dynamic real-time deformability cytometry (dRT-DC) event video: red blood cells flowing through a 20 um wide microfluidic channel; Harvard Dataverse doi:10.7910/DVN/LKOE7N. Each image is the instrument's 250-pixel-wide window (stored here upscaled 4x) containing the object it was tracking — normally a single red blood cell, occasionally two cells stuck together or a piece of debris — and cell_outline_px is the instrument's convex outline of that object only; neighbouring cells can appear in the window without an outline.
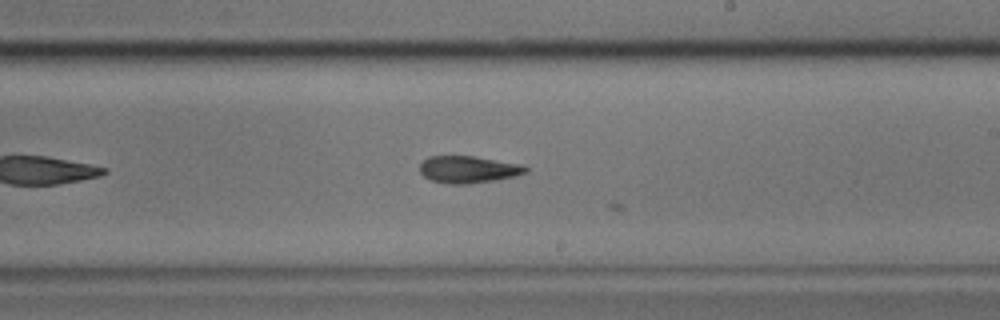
{"species": "common noctule bat (a hibernating species)", "species_latin": "Nyctalus noctula", "temperature_condition": "cold", "stored_images_in_passage": 22, "camera_frame_rate_fps": 3000, "um_per_image_px": 0.085, "animal": {"sex": "male", "body_mass_g": 17.9}, "frame": {"image": 1, "passage_image": 21, "time_ms": 6.667, "image_size_px": [1000, 320], "cell_outline_px": [[528, 172], [516, 176], [496, 180], [464, 184], [448, 184], [432, 180], [424, 176], [420, 172], [420, 164], [428, 156], [476, 156], [524, 164], [528, 168]], "centroid_in_image_um": [39.85, 14.39], "position_along_channel_um": 249.1, "area_um2": 16.88}}